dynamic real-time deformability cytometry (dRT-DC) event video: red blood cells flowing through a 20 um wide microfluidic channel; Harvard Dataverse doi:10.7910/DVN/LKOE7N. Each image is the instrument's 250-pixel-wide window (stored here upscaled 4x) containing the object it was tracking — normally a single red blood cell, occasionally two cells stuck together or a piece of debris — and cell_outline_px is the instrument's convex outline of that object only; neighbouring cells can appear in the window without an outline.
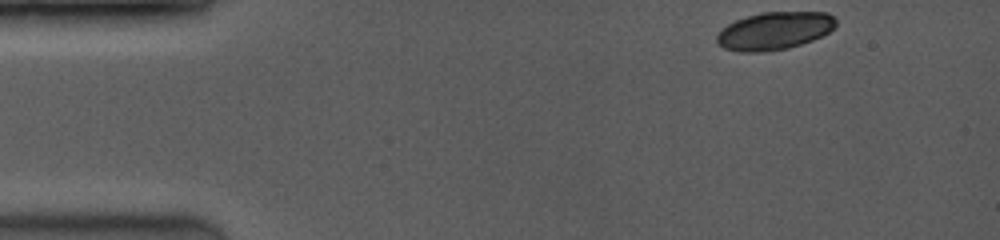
{"species": "common noctule bat (a hibernating species)", "species_latin": "Nyctalus noctula", "temperature_condition": "room temperature", "stored_images_in_passage": 8, "camera_frame_rate_fps": 3500, "um_per_image_px": 0.085, "animal": {"sex": "female", "body_mass_g": 19.0, "forearm_length_mm": 53.3}, "frame": {"image": 1, "passage_image": 1, "time_ms": 0.0, "image_size_px": [1000, 240], "cell_outline_px": [[836, 24], [828, 32], [812, 40], [788, 48], [768, 52], [740, 52], [724, 48], [716, 40], [716, 36], [720, 28], [736, 20], [748, 16], [764, 12], [828, 12], [836, 16]], "centroid_in_image_um": [65.82, 2.62], "position_along_channel_um": 19.2, "area_um2": 26.24}}